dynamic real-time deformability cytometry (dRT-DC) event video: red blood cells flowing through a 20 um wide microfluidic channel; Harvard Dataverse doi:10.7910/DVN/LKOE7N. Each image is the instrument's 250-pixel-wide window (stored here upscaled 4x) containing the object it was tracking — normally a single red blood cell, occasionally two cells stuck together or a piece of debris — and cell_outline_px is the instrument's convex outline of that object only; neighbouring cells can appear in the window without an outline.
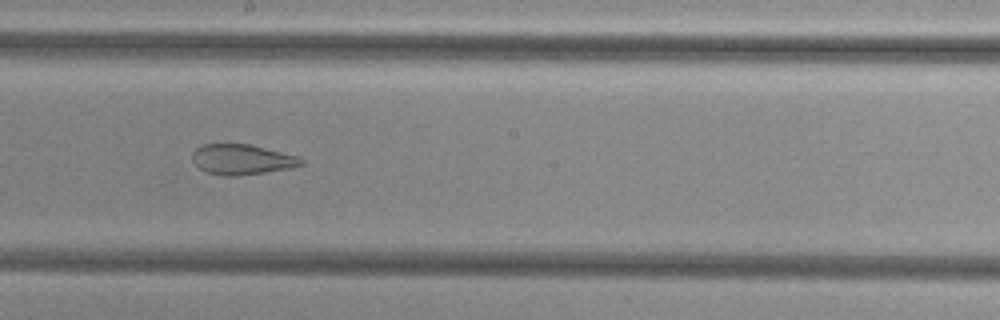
{"species": "common noctule bat (a hibernating species)", "species_latin": "Nyctalus noctula", "temperature_condition": "cold", "stored_images_in_passage": 39, "camera_frame_rate_fps": 3000, "um_per_image_px": 0.085, "animal": {"sex": "female", "body_mass_g": 29.2, "forearm_length_mm": 56.3}, "frame": {"image": 1, "passage_image": 17, "time_ms": 5.333, "image_size_px": [1000, 320], "cell_outline_px": [[304, 164], [292, 168], [236, 176], [224, 176], [204, 172], [192, 160], [192, 152], [196, 148], [204, 144], [248, 144], [296, 156], [304, 160]], "centroid_in_image_um": [20.53, 13.56], "position_along_channel_um": 227.7, "area_um2": 19.07}}
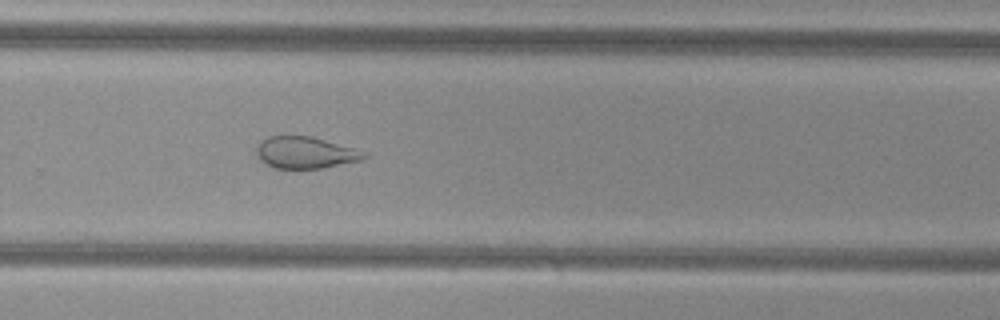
{"frame": {"image": 2, "passage_image": 23, "time_ms": 7.333, "image_size_px": [1000, 320], "cell_outline_px": [[368, 156], [364, 160], [320, 168], [272, 168], [264, 164], [256, 156], [256, 148], [260, 140], [268, 136], [312, 136], [352, 148]], "centroid_in_image_um": [25.87, 12.97], "position_along_channel_um": 303.9, "area_um2": 19.83}, "authors_computed_cell_mechanics": {"area_um2": 22.8888, "velocity_mm_per_s": 3.8149, "shape_relaxation_time_tau1_ms": null, "shape_relaxation_time_tau2_ms": 2.2037, "deformation_change_tau1": null, "deformation_change_tau2": 0.106}}